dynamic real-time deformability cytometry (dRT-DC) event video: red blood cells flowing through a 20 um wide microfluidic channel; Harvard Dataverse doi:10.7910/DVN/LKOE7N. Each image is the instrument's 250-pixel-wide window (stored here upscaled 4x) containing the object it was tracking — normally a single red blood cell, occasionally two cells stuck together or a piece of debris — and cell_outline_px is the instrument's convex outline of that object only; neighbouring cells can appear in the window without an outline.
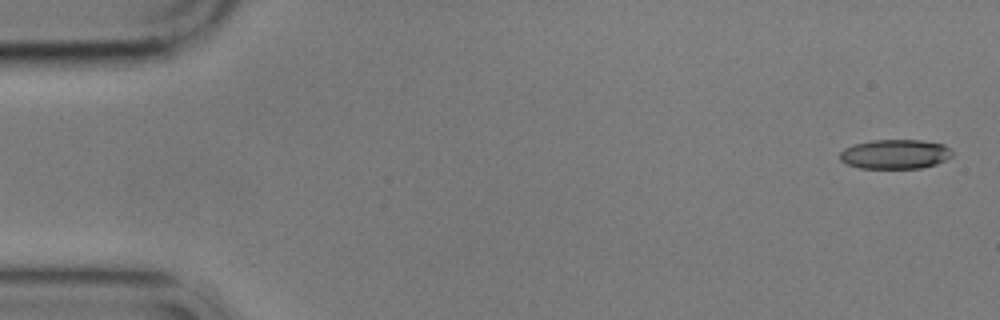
{"species": "common noctule bat (a hibernating species)", "species_latin": "Nyctalus noctula", "temperature_condition": "cold", "stored_images_in_passage": 5, "camera_frame_rate_fps": 3000, "um_per_image_px": 0.085, "animal": {"sex": "male", "body_mass_g": 17.9}, "frame": {"image": 1, "passage_image": 1, "time_ms": 0.0, "image_size_px": [1000, 320], "cell_outline_px": [[952, 156], [936, 164], [920, 168], [860, 168], [848, 164], [840, 160], [840, 152], [844, 148], [852, 144], [872, 140], [920, 140], [944, 144], [952, 152]], "centroid_in_image_um": [76.06, 13.09], "position_along_channel_um": 8.9, "area_um2": 19.25}}
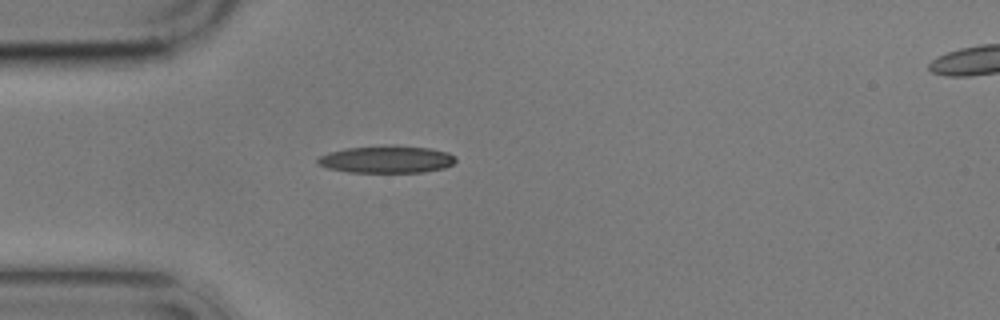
{"frame": {"image": 2, "passage_image": 5, "time_ms": 4.667, "image_size_px": [1000, 320], "cell_outline_px": [[456, 160], [452, 164], [444, 168], [424, 172], [348, 172], [328, 168], [320, 164], [316, 160], [320, 156], [328, 152], [344, 148], [388, 144], [428, 148], [448, 152], [456, 156]], "centroid_in_image_um": [32.87, 13.53], "position_along_channel_um": 52.1, "area_um2": 22.14}}